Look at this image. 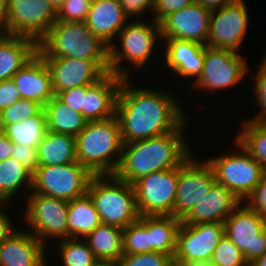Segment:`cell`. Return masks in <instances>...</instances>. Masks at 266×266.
<instances>
[{
    "instance_id": "cell-17",
    "label": "cell",
    "mask_w": 266,
    "mask_h": 266,
    "mask_svg": "<svg viewBox=\"0 0 266 266\" xmlns=\"http://www.w3.org/2000/svg\"><path fill=\"white\" fill-rule=\"evenodd\" d=\"M51 74L54 95L59 92L92 85L110 72L109 61H89L69 57H42Z\"/></svg>"
},
{
    "instance_id": "cell-3",
    "label": "cell",
    "mask_w": 266,
    "mask_h": 266,
    "mask_svg": "<svg viewBox=\"0 0 266 266\" xmlns=\"http://www.w3.org/2000/svg\"><path fill=\"white\" fill-rule=\"evenodd\" d=\"M122 149L120 124L116 116L87 122L76 136L77 161L93 175H114L121 161Z\"/></svg>"
},
{
    "instance_id": "cell-41",
    "label": "cell",
    "mask_w": 266,
    "mask_h": 266,
    "mask_svg": "<svg viewBox=\"0 0 266 266\" xmlns=\"http://www.w3.org/2000/svg\"><path fill=\"white\" fill-rule=\"evenodd\" d=\"M193 2L195 0H155L153 12H151L152 20L160 23L170 13L179 11Z\"/></svg>"
},
{
    "instance_id": "cell-32",
    "label": "cell",
    "mask_w": 266,
    "mask_h": 266,
    "mask_svg": "<svg viewBox=\"0 0 266 266\" xmlns=\"http://www.w3.org/2000/svg\"><path fill=\"white\" fill-rule=\"evenodd\" d=\"M32 175L31 171L14 158L0 162V203H8L24 184L27 190H31Z\"/></svg>"
},
{
    "instance_id": "cell-24",
    "label": "cell",
    "mask_w": 266,
    "mask_h": 266,
    "mask_svg": "<svg viewBox=\"0 0 266 266\" xmlns=\"http://www.w3.org/2000/svg\"><path fill=\"white\" fill-rule=\"evenodd\" d=\"M128 22V17L118 0H96L91 2L85 21L89 30L109 47Z\"/></svg>"
},
{
    "instance_id": "cell-15",
    "label": "cell",
    "mask_w": 266,
    "mask_h": 266,
    "mask_svg": "<svg viewBox=\"0 0 266 266\" xmlns=\"http://www.w3.org/2000/svg\"><path fill=\"white\" fill-rule=\"evenodd\" d=\"M57 21L49 0H8V35L26 36L37 43Z\"/></svg>"
},
{
    "instance_id": "cell-19",
    "label": "cell",
    "mask_w": 266,
    "mask_h": 266,
    "mask_svg": "<svg viewBox=\"0 0 266 266\" xmlns=\"http://www.w3.org/2000/svg\"><path fill=\"white\" fill-rule=\"evenodd\" d=\"M19 230L0 242V266H47L45 244L30 232Z\"/></svg>"
},
{
    "instance_id": "cell-33",
    "label": "cell",
    "mask_w": 266,
    "mask_h": 266,
    "mask_svg": "<svg viewBox=\"0 0 266 266\" xmlns=\"http://www.w3.org/2000/svg\"><path fill=\"white\" fill-rule=\"evenodd\" d=\"M241 126L235 141L266 171V125L245 119Z\"/></svg>"
},
{
    "instance_id": "cell-40",
    "label": "cell",
    "mask_w": 266,
    "mask_h": 266,
    "mask_svg": "<svg viewBox=\"0 0 266 266\" xmlns=\"http://www.w3.org/2000/svg\"><path fill=\"white\" fill-rule=\"evenodd\" d=\"M90 6L88 0H65L57 10V21L85 22Z\"/></svg>"
},
{
    "instance_id": "cell-11",
    "label": "cell",
    "mask_w": 266,
    "mask_h": 266,
    "mask_svg": "<svg viewBox=\"0 0 266 266\" xmlns=\"http://www.w3.org/2000/svg\"><path fill=\"white\" fill-rule=\"evenodd\" d=\"M179 167L141 177L133 185L140 216H173Z\"/></svg>"
},
{
    "instance_id": "cell-4",
    "label": "cell",
    "mask_w": 266,
    "mask_h": 266,
    "mask_svg": "<svg viewBox=\"0 0 266 266\" xmlns=\"http://www.w3.org/2000/svg\"><path fill=\"white\" fill-rule=\"evenodd\" d=\"M41 57H69L109 61V46L94 35L85 22L56 21L38 42Z\"/></svg>"
},
{
    "instance_id": "cell-9",
    "label": "cell",
    "mask_w": 266,
    "mask_h": 266,
    "mask_svg": "<svg viewBox=\"0 0 266 266\" xmlns=\"http://www.w3.org/2000/svg\"><path fill=\"white\" fill-rule=\"evenodd\" d=\"M29 194L24 221L32 229L30 233L39 238L43 244L50 237L58 240L67 239L68 201L35 192Z\"/></svg>"
},
{
    "instance_id": "cell-13",
    "label": "cell",
    "mask_w": 266,
    "mask_h": 266,
    "mask_svg": "<svg viewBox=\"0 0 266 266\" xmlns=\"http://www.w3.org/2000/svg\"><path fill=\"white\" fill-rule=\"evenodd\" d=\"M248 70L241 54L205 46L203 72L193 85L204 91L225 90L241 82Z\"/></svg>"
},
{
    "instance_id": "cell-52",
    "label": "cell",
    "mask_w": 266,
    "mask_h": 266,
    "mask_svg": "<svg viewBox=\"0 0 266 266\" xmlns=\"http://www.w3.org/2000/svg\"><path fill=\"white\" fill-rule=\"evenodd\" d=\"M92 266H117V262L113 260L97 259Z\"/></svg>"
},
{
    "instance_id": "cell-20",
    "label": "cell",
    "mask_w": 266,
    "mask_h": 266,
    "mask_svg": "<svg viewBox=\"0 0 266 266\" xmlns=\"http://www.w3.org/2000/svg\"><path fill=\"white\" fill-rule=\"evenodd\" d=\"M22 99L44 107L55 95L51 74L45 60L36 53L12 78Z\"/></svg>"
},
{
    "instance_id": "cell-36",
    "label": "cell",
    "mask_w": 266,
    "mask_h": 266,
    "mask_svg": "<svg viewBox=\"0 0 266 266\" xmlns=\"http://www.w3.org/2000/svg\"><path fill=\"white\" fill-rule=\"evenodd\" d=\"M209 262L215 266H249L243 253L226 234L220 239Z\"/></svg>"
},
{
    "instance_id": "cell-2",
    "label": "cell",
    "mask_w": 266,
    "mask_h": 266,
    "mask_svg": "<svg viewBox=\"0 0 266 266\" xmlns=\"http://www.w3.org/2000/svg\"><path fill=\"white\" fill-rule=\"evenodd\" d=\"M188 118L174 131L123 144L122 156L115 176L134 184L141 177L181 166L192 154L185 137Z\"/></svg>"
},
{
    "instance_id": "cell-22",
    "label": "cell",
    "mask_w": 266,
    "mask_h": 266,
    "mask_svg": "<svg viewBox=\"0 0 266 266\" xmlns=\"http://www.w3.org/2000/svg\"><path fill=\"white\" fill-rule=\"evenodd\" d=\"M123 79V77L109 72L96 83L86 85L82 115L88 122L115 116L116 99Z\"/></svg>"
},
{
    "instance_id": "cell-55",
    "label": "cell",
    "mask_w": 266,
    "mask_h": 266,
    "mask_svg": "<svg viewBox=\"0 0 266 266\" xmlns=\"http://www.w3.org/2000/svg\"><path fill=\"white\" fill-rule=\"evenodd\" d=\"M4 126H3V122H2V112L0 111V133L3 132Z\"/></svg>"
},
{
    "instance_id": "cell-54",
    "label": "cell",
    "mask_w": 266,
    "mask_h": 266,
    "mask_svg": "<svg viewBox=\"0 0 266 266\" xmlns=\"http://www.w3.org/2000/svg\"><path fill=\"white\" fill-rule=\"evenodd\" d=\"M192 266H215V265L210 263V262H206V263H198V264L192 265Z\"/></svg>"
},
{
    "instance_id": "cell-12",
    "label": "cell",
    "mask_w": 266,
    "mask_h": 266,
    "mask_svg": "<svg viewBox=\"0 0 266 266\" xmlns=\"http://www.w3.org/2000/svg\"><path fill=\"white\" fill-rule=\"evenodd\" d=\"M225 234L251 263L266 252V220L242 202L225 220Z\"/></svg>"
},
{
    "instance_id": "cell-45",
    "label": "cell",
    "mask_w": 266,
    "mask_h": 266,
    "mask_svg": "<svg viewBox=\"0 0 266 266\" xmlns=\"http://www.w3.org/2000/svg\"><path fill=\"white\" fill-rule=\"evenodd\" d=\"M128 19L136 17L135 20L141 18L143 13L153 12L155 0H118Z\"/></svg>"
},
{
    "instance_id": "cell-53",
    "label": "cell",
    "mask_w": 266,
    "mask_h": 266,
    "mask_svg": "<svg viewBox=\"0 0 266 266\" xmlns=\"http://www.w3.org/2000/svg\"><path fill=\"white\" fill-rule=\"evenodd\" d=\"M65 0H49L51 5L54 7V9L57 11L60 6L64 3Z\"/></svg>"
},
{
    "instance_id": "cell-5",
    "label": "cell",
    "mask_w": 266,
    "mask_h": 266,
    "mask_svg": "<svg viewBox=\"0 0 266 266\" xmlns=\"http://www.w3.org/2000/svg\"><path fill=\"white\" fill-rule=\"evenodd\" d=\"M87 194L99 213L102 224L121 229L139 219L134 185L115 175H94Z\"/></svg>"
},
{
    "instance_id": "cell-30",
    "label": "cell",
    "mask_w": 266,
    "mask_h": 266,
    "mask_svg": "<svg viewBox=\"0 0 266 266\" xmlns=\"http://www.w3.org/2000/svg\"><path fill=\"white\" fill-rule=\"evenodd\" d=\"M84 240L96 259L118 261L123 255V229L99 224Z\"/></svg>"
},
{
    "instance_id": "cell-48",
    "label": "cell",
    "mask_w": 266,
    "mask_h": 266,
    "mask_svg": "<svg viewBox=\"0 0 266 266\" xmlns=\"http://www.w3.org/2000/svg\"><path fill=\"white\" fill-rule=\"evenodd\" d=\"M14 144L3 132L0 133V162L11 158Z\"/></svg>"
},
{
    "instance_id": "cell-34",
    "label": "cell",
    "mask_w": 266,
    "mask_h": 266,
    "mask_svg": "<svg viewBox=\"0 0 266 266\" xmlns=\"http://www.w3.org/2000/svg\"><path fill=\"white\" fill-rule=\"evenodd\" d=\"M82 240V241H81ZM67 238L60 240L58 249L62 266H92L97 260L84 239Z\"/></svg>"
},
{
    "instance_id": "cell-21",
    "label": "cell",
    "mask_w": 266,
    "mask_h": 266,
    "mask_svg": "<svg viewBox=\"0 0 266 266\" xmlns=\"http://www.w3.org/2000/svg\"><path fill=\"white\" fill-rule=\"evenodd\" d=\"M241 203L226 186L216 182L181 222L184 224L225 222Z\"/></svg>"
},
{
    "instance_id": "cell-47",
    "label": "cell",
    "mask_w": 266,
    "mask_h": 266,
    "mask_svg": "<svg viewBox=\"0 0 266 266\" xmlns=\"http://www.w3.org/2000/svg\"><path fill=\"white\" fill-rule=\"evenodd\" d=\"M6 204L9 203H0V242L16 230V228L14 229L15 225L12 224L10 216L8 217V215H6L8 213L1 210V208L3 209L6 206Z\"/></svg>"
},
{
    "instance_id": "cell-10",
    "label": "cell",
    "mask_w": 266,
    "mask_h": 266,
    "mask_svg": "<svg viewBox=\"0 0 266 266\" xmlns=\"http://www.w3.org/2000/svg\"><path fill=\"white\" fill-rule=\"evenodd\" d=\"M224 234V222L181 223L177 233L174 265L192 266L209 262Z\"/></svg>"
},
{
    "instance_id": "cell-39",
    "label": "cell",
    "mask_w": 266,
    "mask_h": 266,
    "mask_svg": "<svg viewBox=\"0 0 266 266\" xmlns=\"http://www.w3.org/2000/svg\"><path fill=\"white\" fill-rule=\"evenodd\" d=\"M262 58L263 61L253 81V92H255L254 94L257 98L256 105H258L260 111L256 116H253V119L250 118L248 120L266 125V54H264Z\"/></svg>"
},
{
    "instance_id": "cell-28",
    "label": "cell",
    "mask_w": 266,
    "mask_h": 266,
    "mask_svg": "<svg viewBox=\"0 0 266 266\" xmlns=\"http://www.w3.org/2000/svg\"><path fill=\"white\" fill-rule=\"evenodd\" d=\"M47 130L76 137L86 126L85 117L63 103L56 95L43 107Z\"/></svg>"
},
{
    "instance_id": "cell-1",
    "label": "cell",
    "mask_w": 266,
    "mask_h": 266,
    "mask_svg": "<svg viewBox=\"0 0 266 266\" xmlns=\"http://www.w3.org/2000/svg\"><path fill=\"white\" fill-rule=\"evenodd\" d=\"M177 97L152 87H131L124 78L116 99L115 116L122 143L149 139L176 130L186 119Z\"/></svg>"
},
{
    "instance_id": "cell-50",
    "label": "cell",
    "mask_w": 266,
    "mask_h": 266,
    "mask_svg": "<svg viewBox=\"0 0 266 266\" xmlns=\"http://www.w3.org/2000/svg\"><path fill=\"white\" fill-rule=\"evenodd\" d=\"M195 1L198 4H200L203 8L212 12L224 7L233 0H195Z\"/></svg>"
},
{
    "instance_id": "cell-18",
    "label": "cell",
    "mask_w": 266,
    "mask_h": 266,
    "mask_svg": "<svg viewBox=\"0 0 266 266\" xmlns=\"http://www.w3.org/2000/svg\"><path fill=\"white\" fill-rule=\"evenodd\" d=\"M211 12L196 1L167 15L159 24L161 39L207 44Z\"/></svg>"
},
{
    "instance_id": "cell-44",
    "label": "cell",
    "mask_w": 266,
    "mask_h": 266,
    "mask_svg": "<svg viewBox=\"0 0 266 266\" xmlns=\"http://www.w3.org/2000/svg\"><path fill=\"white\" fill-rule=\"evenodd\" d=\"M56 96L69 108L82 114L84 96H86V86L67 89L59 92Z\"/></svg>"
},
{
    "instance_id": "cell-35",
    "label": "cell",
    "mask_w": 266,
    "mask_h": 266,
    "mask_svg": "<svg viewBox=\"0 0 266 266\" xmlns=\"http://www.w3.org/2000/svg\"><path fill=\"white\" fill-rule=\"evenodd\" d=\"M150 253L147 228L139 221L123 229V254Z\"/></svg>"
},
{
    "instance_id": "cell-16",
    "label": "cell",
    "mask_w": 266,
    "mask_h": 266,
    "mask_svg": "<svg viewBox=\"0 0 266 266\" xmlns=\"http://www.w3.org/2000/svg\"><path fill=\"white\" fill-rule=\"evenodd\" d=\"M248 14L243 0H233L212 11L206 46L238 53L248 30Z\"/></svg>"
},
{
    "instance_id": "cell-31",
    "label": "cell",
    "mask_w": 266,
    "mask_h": 266,
    "mask_svg": "<svg viewBox=\"0 0 266 266\" xmlns=\"http://www.w3.org/2000/svg\"><path fill=\"white\" fill-rule=\"evenodd\" d=\"M47 131L46 113L43 108L35 116L18 123L8 124L3 129V133L13 144L34 149H37Z\"/></svg>"
},
{
    "instance_id": "cell-43",
    "label": "cell",
    "mask_w": 266,
    "mask_h": 266,
    "mask_svg": "<svg viewBox=\"0 0 266 266\" xmlns=\"http://www.w3.org/2000/svg\"><path fill=\"white\" fill-rule=\"evenodd\" d=\"M11 158H14L32 173L39 167L37 149L14 144Z\"/></svg>"
},
{
    "instance_id": "cell-38",
    "label": "cell",
    "mask_w": 266,
    "mask_h": 266,
    "mask_svg": "<svg viewBox=\"0 0 266 266\" xmlns=\"http://www.w3.org/2000/svg\"><path fill=\"white\" fill-rule=\"evenodd\" d=\"M117 266H175L173 257L160 252L123 254Z\"/></svg>"
},
{
    "instance_id": "cell-25",
    "label": "cell",
    "mask_w": 266,
    "mask_h": 266,
    "mask_svg": "<svg viewBox=\"0 0 266 266\" xmlns=\"http://www.w3.org/2000/svg\"><path fill=\"white\" fill-rule=\"evenodd\" d=\"M37 50L38 43L32 38L0 35V82L11 79Z\"/></svg>"
},
{
    "instance_id": "cell-6",
    "label": "cell",
    "mask_w": 266,
    "mask_h": 266,
    "mask_svg": "<svg viewBox=\"0 0 266 266\" xmlns=\"http://www.w3.org/2000/svg\"><path fill=\"white\" fill-rule=\"evenodd\" d=\"M151 25L145 20L128 22L118 33L119 47L113 43L109 47L110 72L123 78H130V71L123 67L124 60L134 69L142 68L153 54L154 44L161 40L160 24L151 19Z\"/></svg>"
},
{
    "instance_id": "cell-26",
    "label": "cell",
    "mask_w": 266,
    "mask_h": 266,
    "mask_svg": "<svg viewBox=\"0 0 266 266\" xmlns=\"http://www.w3.org/2000/svg\"><path fill=\"white\" fill-rule=\"evenodd\" d=\"M138 220L147 228L150 253L160 252L174 257L181 219L174 216H139Z\"/></svg>"
},
{
    "instance_id": "cell-51",
    "label": "cell",
    "mask_w": 266,
    "mask_h": 266,
    "mask_svg": "<svg viewBox=\"0 0 266 266\" xmlns=\"http://www.w3.org/2000/svg\"><path fill=\"white\" fill-rule=\"evenodd\" d=\"M249 266H266V252L249 263Z\"/></svg>"
},
{
    "instance_id": "cell-7",
    "label": "cell",
    "mask_w": 266,
    "mask_h": 266,
    "mask_svg": "<svg viewBox=\"0 0 266 266\" xmlns=\"http://www.w3.org/2000/svg\"><path fill=\"white\" fill-rule=\"evenodd\" d=\"M234 142L239 153L223 154L208 158L206 161L213 168L217 183L226 186L241 202H244L266 171L240 144Z\"/></svg>"
},
{
    "instance_id": "cell-37",
    "label": "cell",
    "mask_w": 266,
    "mask_h": 266,
    "mask_svg": "<svg viewBox=\"0 0 266 266\" xmlns=\"http://www.w3.org/2000/svg\"><path fill=\"white\" fill-rule=\"evenodd\" d=\"M43 107L33 100L20 99L2 111V122L8 124L18 123L35 116Z\"/></svg>"
},
{
    "instance_id": "cell-14",
    "label": "cell",
    "mask_w": 266,
    "mask_h": 266,
    "mask_svg": "<svg viewBox=\"0 0 266 266\" xmlns=\"http://www.w3.org/2000/svg\"><path fill=\"white\" fill-rule=\"evenodd\" d=\"M192 154L179 166V179L174 202L173 216L183 219L217 182L214 170L205 161Z\"/></svg>"
},
{
    "instance_id": "cell-42",
    "label": "cell",
    "mask_w": 266,
    "mask_h": 266,
    "mask_svg": "<svg viewBox=\"0 0 266 266\" xmlns=\"http://www.w3.org/2000/svg\"><path fill=\"white\" fill-rule=\"evenodd\" d=\"M253 211L266 220V173L245 202Z\"/></svg>"
},
{
    "instance_id": "cell-49",
    "label": "cell",
    "mask_w": 266,
    "mask_h": 266,
    "mask_svg": "<svg viewBox=\"0 0 266 266\" xmlns=\"http://www.w3.org/2000/svg\"><path fill=\"white\" fill-rule=\"evenodd\" d=\"M0 35H8V0H0Z\"/></svg>"
},
{
    "instance_id": "cell-23",
    "label": "cell",
    "mask_w": 266,
    "mask_h": 266,
    "mask_svg": "<svg viewBox=\"0 0 266 266\" xmlns=\"http://www.w3.org/2000/svg\"><path fill=\"white\" fill-rule=\"evenodd\" d=\"M166 42L164 48L165 67L177 76L192 78L194 83L202 75L205 45L177 39H161Z\"/></svg>"
},
{
    "instance_id": "cell-27",
    "label": "cell",
    "mask_w": 266,
    "mask_h": 266,
    "mask_svg": "<svg viewBox=\"0 0 266 266\" xmlns=\"http://www.w3.org/2000/svg\"><path fill=\"white\" fill-rule=\"evenodd\" d=\"M39 166H59L78 162L76 137L47 131L37 146Z\"/></svg>"
},
{
    "instance_id": "cell-46",
    "label": "cell",
    "mask_w": 266,
    "mask_h": 266,
    "mask_svg": "<svg viewBox=\"0 0 266 266\" xmlns=\"http://www.w3.org/2000/svg\"><path fill=\"white\" fill-rule=\"evenodd\" d=\"M22 99L19 90L12 79L0 82V111L10 107Z\"/></svg>"
},
{
    "instance_id": "cell-8",
    "label": "cell",
    "mask_w": 266,
    "mask_h": 266,
    "mask_svg": "<svg viewBox=\"0 0 266 266\" xmlns=\"http://www.w3.org/2000/svg\"><path fill=\"white\" fill-rule=\"evenodd\" d=\"M93 176L79 162L59 166H39L32 175L31 192L69 202L87 194Z\"/></svg>"
},
{
    "instance_id": "cell-29",
    "label": "cell",
    "mask_w": 266,
    "mask_h": 266,
    "mask_svg": "<svg viewBox=\"0 0 266 266\" xmlns=\"http://www.w3.org/2000/svg\"><path fill=\"white\" fill-rule=\"evenodd\" d=\"M99 224V213L88 194L68 202V238L84 239Z\"/></svg>"
}]
</instances>
